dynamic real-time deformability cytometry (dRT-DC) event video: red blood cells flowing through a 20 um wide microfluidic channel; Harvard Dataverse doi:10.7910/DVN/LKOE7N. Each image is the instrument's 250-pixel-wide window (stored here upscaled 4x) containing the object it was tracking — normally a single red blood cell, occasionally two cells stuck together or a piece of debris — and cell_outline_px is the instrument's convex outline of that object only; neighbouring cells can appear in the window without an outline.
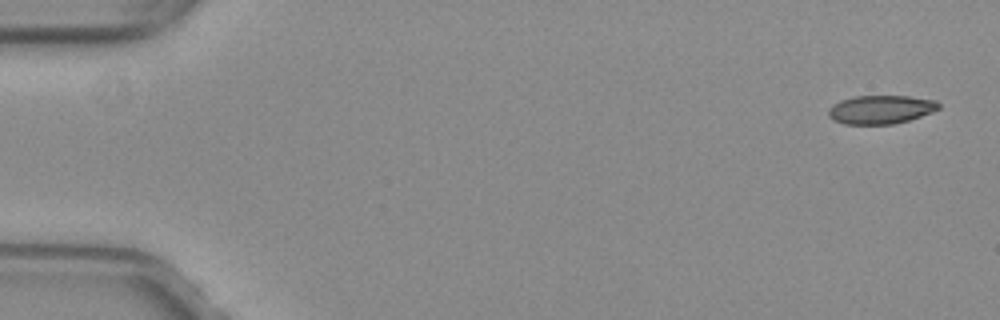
{"species": "common noctule bat (a hibernating species)", "species_latin": "Nyctalus noctula", "temperature_condition": "warm", "stored_images_in_passage": 51, "camera_frame_rate_fps": 3000, "um_per_image_px": 0.085, "animal": {"sex": "female", "body_mass_g": 29.2, "forearm_length_mm": 56.3}, "frame": {"image": 1, "passage_image": 1, "time_ms": 0.0, "image_size_px": [1000, 320], "cell_outline_px": [[940, 108], [932, 112], [908, 120], [892, 124], [844, 124], [832, 120], [828, 116], [828, 108], [832, 104], [840, 100], [856, 96], [908, 96], [936, 100], [940, 104]], "centroid_in_image_um": [74.83, 9.31], "position_along_channel_um": 10.2, "area_um2": 18.44}}
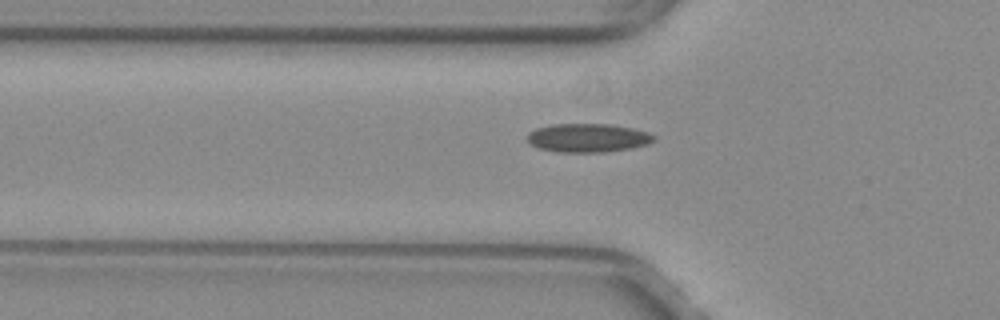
{"frame": {"image": 2, "passage_image": 17, "time_ms": 5.333, "image_size_px": [1000, 320], "cell_outline_px": [[656, 140], [648, 144], [632, 148], [604, 152], [556, 152], [540, 148], [532, 144], [528, 140], [528, 132], [536, 128], [552, 124], [612, 124], [632, 128], [648, 132], [656, 136]], "centroid_in_image_um": [50.01, 11.71], "position_along_channel_um": 75.8, "area_um2": 21.21}}
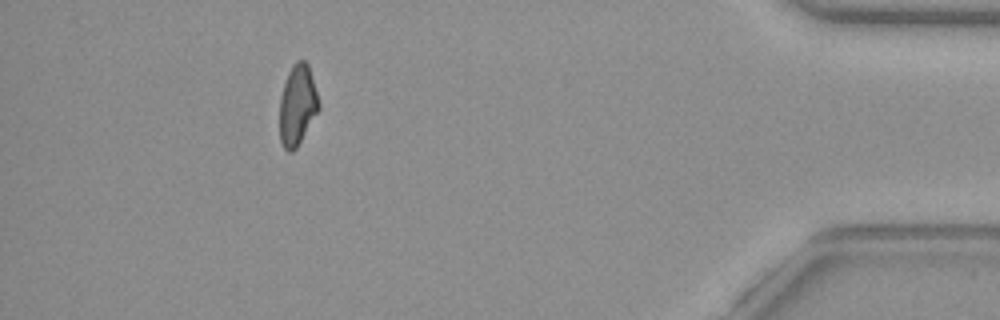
{"frame": {"image": 3, "passage_image": 46, "time_ms": 15.0, "image_size_px": [1000, 320], "cell_outline_px": [[320, 108], [296, 148], [292, 152], [288, 152], [284, 148], [280, 140], [280, 96], [288, 72], [292, 64], [296, 60], [304, 60], [308, 64], [320, 104]], "centroid_in_image_um": [25.27, 8.92], "position_along_channel_um": 409.9, "area_um2": 18.26}, "authors_computed_cell_mechanics": {"area_um2": 19.363, "velocity_mm_per_s": 4.0362, "shape_relaxation_time_tau1_ms": null, "shape_relaxation_time_tau2_ms": 3.2249, "deformation_change_tau1": null, "deformation_change_tau2": 0.0915}}